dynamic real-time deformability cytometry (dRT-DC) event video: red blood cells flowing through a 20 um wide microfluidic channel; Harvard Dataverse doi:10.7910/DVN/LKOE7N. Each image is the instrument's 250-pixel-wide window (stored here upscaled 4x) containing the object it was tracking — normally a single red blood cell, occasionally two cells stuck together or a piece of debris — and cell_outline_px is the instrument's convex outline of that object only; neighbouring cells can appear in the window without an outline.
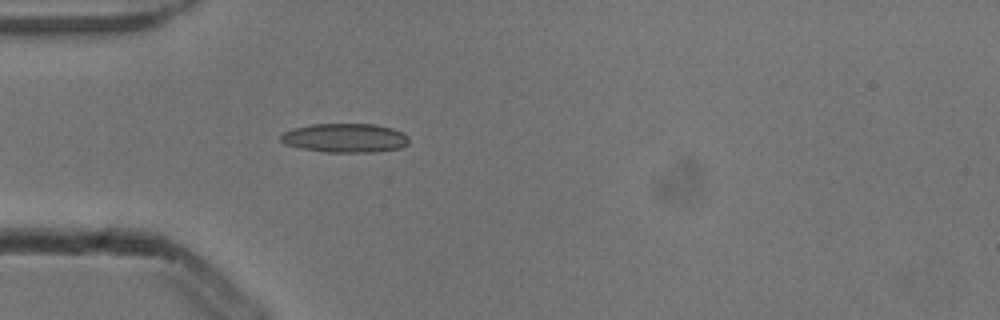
{"species": "common noctule bat (a hibernating species)", "species_latin": "Nyctalus noctula", "temperature_condition": "cold", "stored_images_in_passage": 3, "camera_frame_rate_fps": 3000, "um_per_image_px": 0.085, "animal": {"sex": "male", "body_mass_g": 13.3}, "frame": {"image": 1, "passage_image": 3, "time_ms": 0.667, "image_size_px": [1000, 320], "cell_outline_px": [[408, 144], [400, 148], [376, 152], [324, 152], [300, 148], [284, 144], [280, 140], [280, 136], [284, 132], [292, 128], [312, 124], [376, 124], [392, 128], [404, 132], [408, 136]], "centroid_in_image_um": [29.33, 11.72], "position_along_channel_um": 55.7, "area_um2": 21.91}}